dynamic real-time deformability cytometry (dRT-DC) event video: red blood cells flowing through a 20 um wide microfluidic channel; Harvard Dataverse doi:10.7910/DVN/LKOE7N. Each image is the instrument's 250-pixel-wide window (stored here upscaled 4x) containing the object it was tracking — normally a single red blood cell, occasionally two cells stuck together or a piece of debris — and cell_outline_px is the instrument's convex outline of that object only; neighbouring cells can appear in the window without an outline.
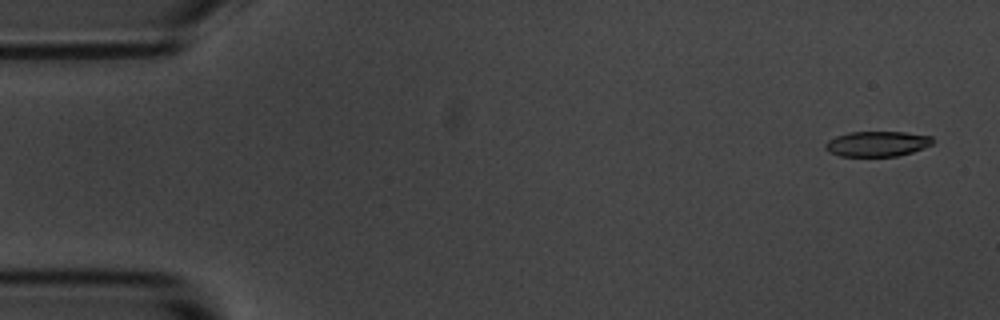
{"species": "common noctule bat (a hibernating species)", "species_latin": "Nyctalus noctula", "temperature_condition": "room temperature", "stored_images_in_passage": 54, "camera_frame_rate_fps": 3000, "um_per_image_px": 0.085, "animal": {"sex": "male", "body_mass_g": 20.1, "forearm_length_mm": 53.5}, "frame": {"image": 1, "passage_image": 1, "time_ms": 0.0, "image_size_px": [1000, 320], "cell_outline_px": [[936, 140], [932, 144], [912, 152], [896, 156], [840, 156], [828, 152], [824, 148], [824, 144], [828, 140], [836, 136], [848, 132], [904, 132], [932, 136]], "centroid_in_image_um": [74.54, 12.22], "position_along_channel_um": 10.5, "area_um2": 15.9}}
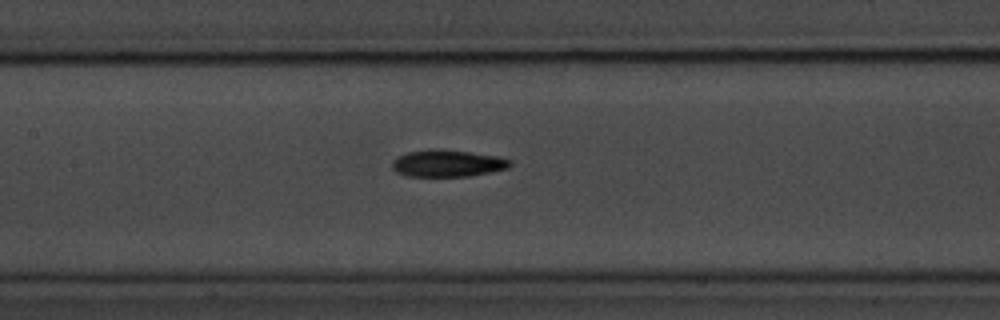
{"frame": {"image": 2, "passage_image": 24, "time_ms": 7.667, "image_size_px": [1000, 320], "cell_outline_px": [[512, 164], [508, 168], [468, 176], [408, 176], [396, 172], [392, 168], [392, 160], [396, 156], [408, 152], [428, 148], [444, 148], [500, 156], [512, 160]], "centroid_in_image_um": [38.03, 13.85], "position_along_channel_um": 169.4, "area_um2": 18.9}}
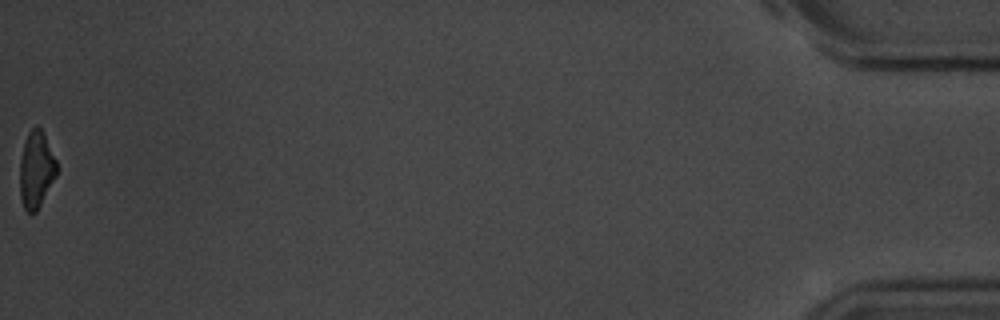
{"frame": {"image": 3, "passage_image": 54, "time_ms": 17.667, "image_size_px": [1000, 320], "cell_outline_px": [[56, 176], [36, 212], [28, 212], [24, 208], [20, 196], [20, 160], [24, 144], [28, 132], [36, 124], [40, 128], [56, 160]], "centroid_in_image_um": [3.06, 14.43], "position_along_channel_um": 432.1, "area_um2": 16.13}, "authors_computed_cell_mechanics": {"area_um2": 17.918, "velocity_mm_per_s": 3.6396, "shape_relaxation_time_tau1_ms": 2.7568, "shape_relaxation_time_tau2_ms": 6.5086, "deformation_change_tau1": 0.1174, "deformation_change_tau2": 0.1557}}